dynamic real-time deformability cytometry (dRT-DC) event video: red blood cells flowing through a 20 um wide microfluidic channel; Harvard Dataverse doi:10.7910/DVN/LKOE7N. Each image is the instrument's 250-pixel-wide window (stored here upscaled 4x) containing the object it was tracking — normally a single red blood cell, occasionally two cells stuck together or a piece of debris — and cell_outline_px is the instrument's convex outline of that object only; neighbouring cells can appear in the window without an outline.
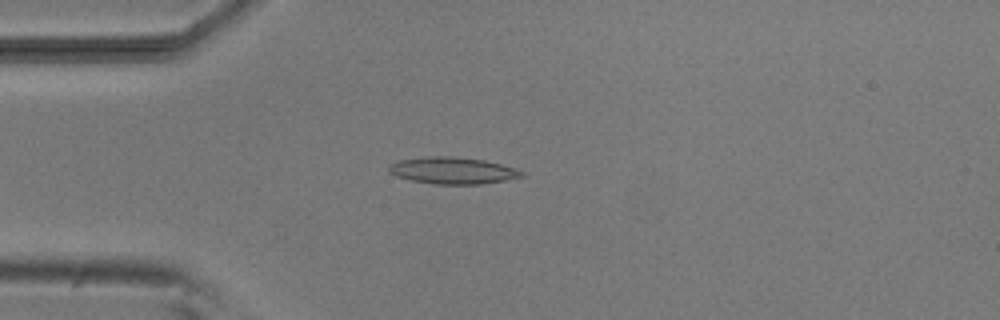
{"species": "common noctule bat (a hibernating species)", "species_latin": "Nyctalus noctula", "temperature_condition": "room temperature", "stored_images_in_passage": 5, "camera_frame_rate_fps": 3000, "um_per_image_px": 0.085, "animal": {"sex": "male", "body_mass_g": 20.5, "forearm_length_mm": 52.5}, "frame": {"image": 1, "passage_image": 4, "time_ms": 3.333, "image_size_px": [1000, 320], "cell_outline_px": [[524, 176], [504, 180], [480, 184], [436, 184], [412, 180], [396, 176], [388, 172], [388, 168], [392, 164], [400, 160], [428, 156], [448, 156], [484, 160], [516, 168], [524, 172]], "centroid_in_image_um": [38.48, 14.49], "position_along_channel_um": 46.5, "area_um2": 20.46}}